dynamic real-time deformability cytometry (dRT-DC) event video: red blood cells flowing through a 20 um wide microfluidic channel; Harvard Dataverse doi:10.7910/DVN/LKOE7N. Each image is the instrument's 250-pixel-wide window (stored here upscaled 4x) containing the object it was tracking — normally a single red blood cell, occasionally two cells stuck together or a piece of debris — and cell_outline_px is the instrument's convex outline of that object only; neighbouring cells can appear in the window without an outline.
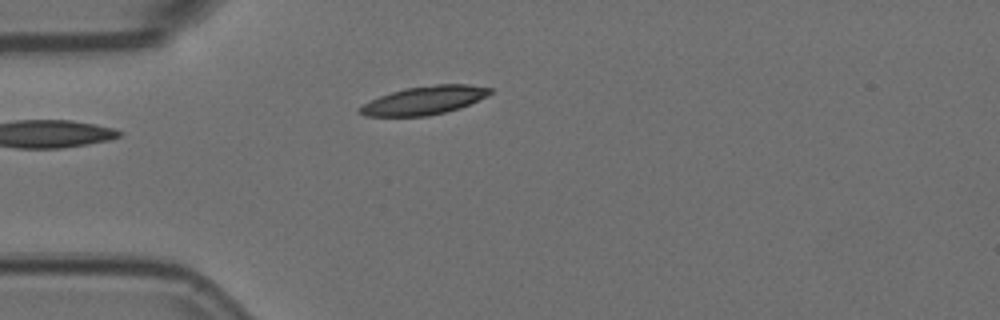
{"species": "Egyptian fruit bat (a non-hibernating species)", "species_latin": "Rousettus aegyptiacus", "temperature_condition": "room temperature", "stored_images_in_passage": 4, "camera_frame_rate_fps": 3000, "um_per_image_px": 0.085, "animal": {"sex": "female"}, "frame": {"image": 1, "passage_image": 3, "time_ms": 0.667, "image_size_px": [1000, 320], "cell_outline_px": [[492, 92], [488, 96], [460, 108], [428, 116], [364, 116], [356, 112], [356, 108], [380, 96], [404, 88], [436, 84], [468, 84], [492, 88]], "centroid_in_image_um": [36.06, 8.53], "position_along_channel_um": 48.9, "area_um2": 21.62}}